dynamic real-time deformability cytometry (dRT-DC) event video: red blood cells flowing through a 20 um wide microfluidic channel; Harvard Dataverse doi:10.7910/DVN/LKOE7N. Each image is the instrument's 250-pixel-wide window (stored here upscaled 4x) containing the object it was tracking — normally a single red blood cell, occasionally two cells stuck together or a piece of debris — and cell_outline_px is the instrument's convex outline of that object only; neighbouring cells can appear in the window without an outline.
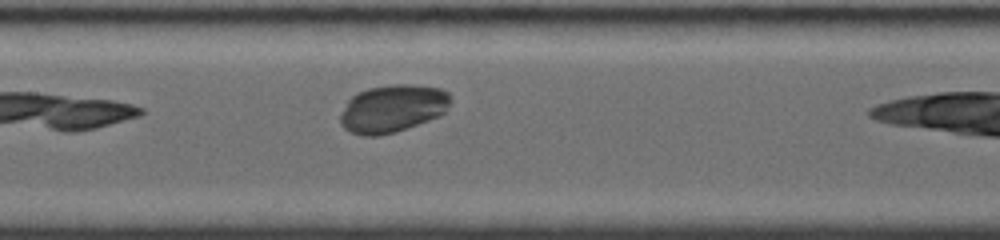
{"species": "common noctule bat (a hibernating species)", "species_latin": "Nyctalus noctula", "temperature_condition": "room temperature", "stored_images_in_passage": 24, "camera_frame_rate_fps": 4000, "um_per_image_px": 0.085, "animal": {"sex": "female", "body_mass_g": 19.0, "forearm_length_mm": 56.7}, "frame": {"image": 1, "passage_image": 8, "time_ms": 3.25, "image_size_px": [1000, 240], "cell_outline_px": [[452, 100], [444, 112], [440, 116], [396, 132], [380, 136], [360, 136], [344, 128], [340, 124], [340, 116], [348, 100], [356, 92], [368, 88], [392, 84], [412, 84], [440, 88], [448, 92], [452, 96]], "centroid_in_image_um": [33.38, 9.22], "position_along_channel_um": 174.0, "area_um2": 30.92}}
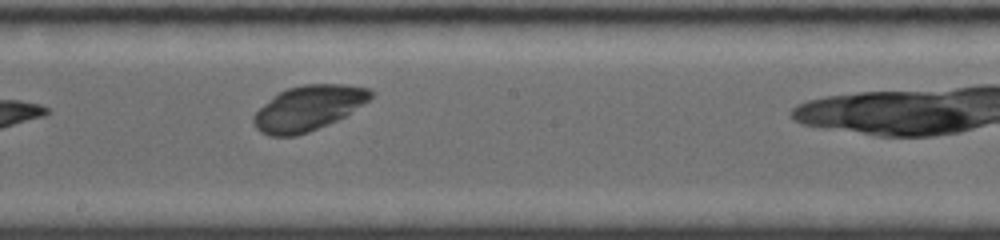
{"frame": {"image": 2, "passage_image": 11, "time_ms": 4.5, "image_size_px": [1000, 240], "cell_outline_px": [[376, 92], [364, 104], [344, 116], [328, 124], [308, 132], [296, 136], [268, 136], [260, 132], [256, 128], [252, 120], [252, 116], [272, 96], [288, 88], [304, 84], [348, 84], [368, 88]], "centroid_in_image_um": [26.21, 9.18], "position_along_channel_um": 222.0, "area_um2": 30.75}}
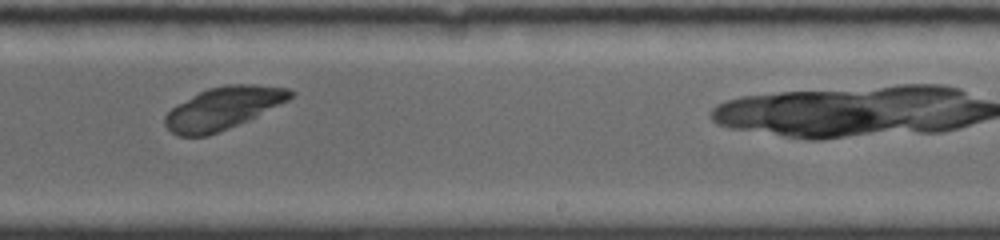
{"frame": {"image": 3, "passage_image": 14, "time_ms": 5.75, "image_size_px": [1000, 240], "cell_outline_px": [[296, 96], [248, 120], [208, 136], [180, 136], [172, 132], [164, 124], [164, 116], [172, 108], [200, 92], [208, 88], [228, 84], [256, 84], [288, 88], [296, 92]], "centroid_in_image_um": [19.01, 9.19], "position_along_channel_um": 270.0, "area_um2": 30.69}}